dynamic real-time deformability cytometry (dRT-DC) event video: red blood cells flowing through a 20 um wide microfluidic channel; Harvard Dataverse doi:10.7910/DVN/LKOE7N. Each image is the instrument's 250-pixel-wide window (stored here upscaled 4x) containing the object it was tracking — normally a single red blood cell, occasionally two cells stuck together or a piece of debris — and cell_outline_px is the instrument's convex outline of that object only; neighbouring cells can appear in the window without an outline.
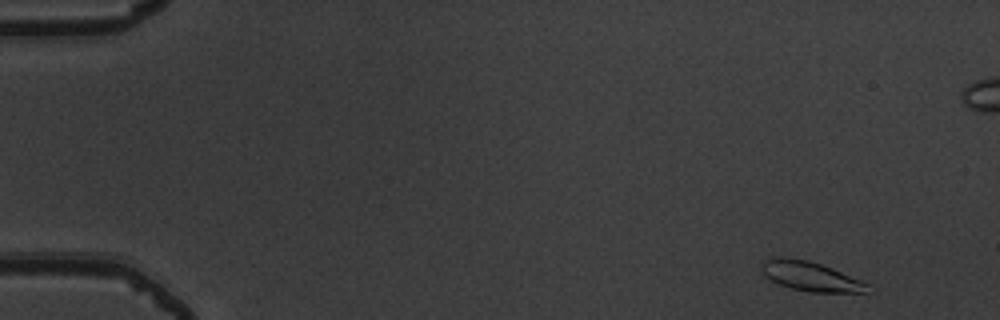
{"species": "common noctule bat (a hibernating species)", "species_latin": "Nyctalus noctula", "temperature_condition": "warm", "stored_images_in_passage": 52, "camera_frame_rate_fps": 3000, "um_per_image_px": 0.085, "animal": {"sex": "male", "body_mass_g": 19.5, "forearm_length_mm": 54.6}, "frame": {"image": 1, "passage_image": 2, "time_ms": 0.333, "image_size_px": [1000, 320], "cell_outline_px": [[872, 292], [808, 292], [792, 288], [780, 284], [764, 276], [760, 264], [764, 260], [776, 256], [780, 256], [808, 260], [820, 264], [864, 280], [868, 284]], "centroid_in_image_um": [68.91, 23.48], "position_along_channel_um": 16.1, "area_um2": 18.32}}
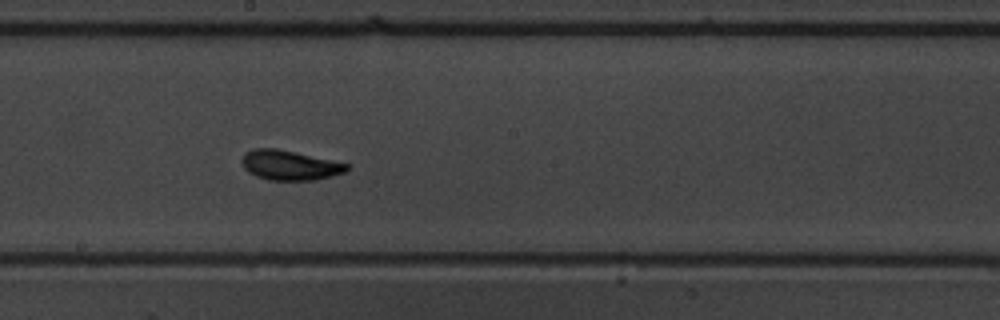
{"frame": {"image": 2, "passage_image": 28, "time_ms": 9.0, "image_size_px": [1000, 320], "cell_outline_px": [[352, 164], [344, 172], [332, 176], [316, 180], [268, 180], [256, 176], [248, 172], [244, 168], [240, 160], [244, 152], [252, 148], [276, 148], [296, 152]], "centroid_in_image_um": [24.61, 14.03], "position_along_channel_um": 223.6, "area_um2": 18.5}}
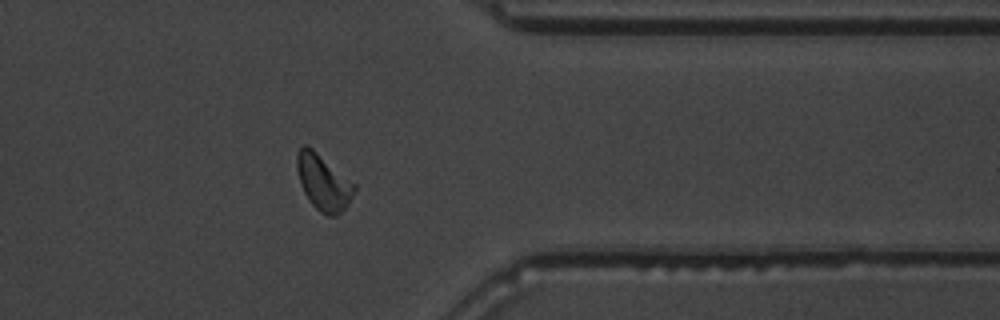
{"frame": {"image": 3, "passage_image": 41, "time_ms": 13.333, "image_size_px": [1000, 320], "cell_outline_px": [[356, 188], [348, 204], [336, 216], [328, 216], [320, 212], [308, 200], [300, 184], [296, 168], [296, 152], [304, 144], [308, 144], [356, 184]], "centroid_in_image_um": [27.46, 15.47], "position_along_channel_um": 383.9, "area_um2": 18.84}, "authors_computed_cell_mechanics": {"area_um2": 17.8024, "velocity_mm_per_s": 3.884, "shape_relaxation_time_tau1_ms": 2.4084, "shape_relaxation_time_tau2_ms": 3.0603, "deformation_change_tau1": 0.1214, "deformation_change_tau2": 0.0974}}